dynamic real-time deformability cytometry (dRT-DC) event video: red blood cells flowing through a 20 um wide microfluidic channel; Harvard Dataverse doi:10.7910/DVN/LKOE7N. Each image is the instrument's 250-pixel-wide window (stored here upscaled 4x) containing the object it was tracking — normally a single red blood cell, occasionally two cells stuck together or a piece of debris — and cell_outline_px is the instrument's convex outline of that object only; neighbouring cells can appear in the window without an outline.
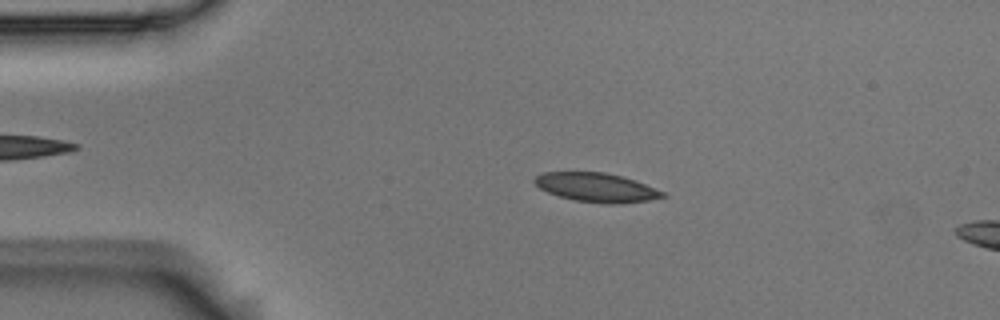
{"species": "Egyptian fruit bat (a non-hibernating species)", "species_latin": "Rousettus aegyptiacus", "temperature_condition": "room temperature", "stored_images_in_passage": 5, "segment_of_instrument_passage": [1, 2], "camera_frame_rate_fps": 3000, "um_per_image_px": 0.085, "animal": {"sex": "male"}, "frame": {"image": 1, "passage_image": 3, "time_ms": 0.667, "image_size_px": [1000, 320], "cell_outline_px": [[668, 196], [648, 200], [620, 204], [604, 204], [572, 200], [548, 192], [540, 188], [532, 180], [536, 176], [544, 172], [604, 172], [620, 176], [656, 188], [664, 192]], "centroid_in_image_um": [50.69, 15.94], "position_along_channel_um": 34.3, "area_um2": 21.56}}